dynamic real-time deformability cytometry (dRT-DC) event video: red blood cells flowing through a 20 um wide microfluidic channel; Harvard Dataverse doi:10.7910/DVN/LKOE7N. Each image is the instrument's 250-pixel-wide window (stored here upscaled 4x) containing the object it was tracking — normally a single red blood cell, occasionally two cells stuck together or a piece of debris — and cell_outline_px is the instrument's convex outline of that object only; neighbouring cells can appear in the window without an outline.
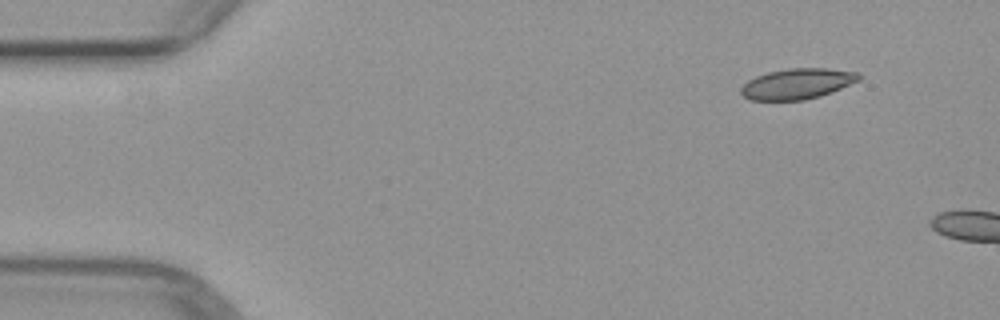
{"species": "common noctule bat (a hibernating species)", "species_latin": "Nyctalus noctula", "temperature_condition": "warm", "stored_images_in_passage": 2, "camera_frame_rate_fps": 3000, "um_per_image_px": 0.085, "animal": {"sex": "female", "body_mass_g": 29.2, "forearm_length_mm": 56.3}, "frame": {"image": 1, "passage_image": 1, "time_ms": 0.0, "image_size_px": [1000, 320], "cell_outline_px": [[860, 80], [832, 92], [820, 96], [804, 100], [748, 100], [740, 92], [740, 88], [748, 80], [756, 76], [768, 72], [792, 68], [828, 68], [860, 72]], "centroid_in_image_um": [67.78, 7.12], "position_along_channel_um": 17.2, "area_um2": 21.1}}